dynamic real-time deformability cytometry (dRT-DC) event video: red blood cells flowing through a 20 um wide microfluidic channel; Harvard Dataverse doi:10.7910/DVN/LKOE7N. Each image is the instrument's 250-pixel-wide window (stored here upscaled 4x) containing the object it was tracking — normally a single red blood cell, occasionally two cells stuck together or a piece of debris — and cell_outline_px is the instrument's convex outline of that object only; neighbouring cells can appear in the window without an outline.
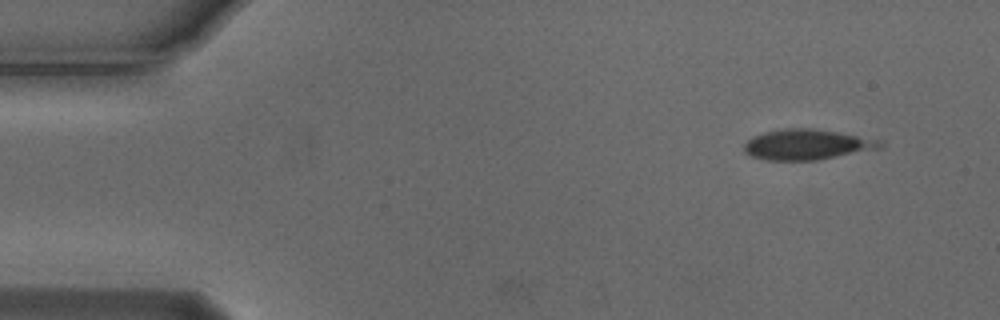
{"species": "Egyptian fruit bat (a non-hibernating species)", "species_latin": "Rousettus aegyptiacus", "temperature_condition": "cold", "stored_images_in_passage": 4, "camera_frame_rate_fps": 3000, "um_per_image_px": 0.085, "animal": {"sex": "male"}, "frame": {"image": 1, "passage_image": 1, "time_ms": 0.0, "image_size_px": [1000, 320], "cell_outline_px": [[884, 148], [816, 160], [764, 160], [752, 156], [744, 152], [744, 144], [752, 136], [764, 132], [784, 128], [812, 128], [836, 132], [880, 140], [884, 144]], "centroid_in_image_um": [68.58, 12.29], "position_along_channel_um": 16.4, "area_um2": 24.1}}